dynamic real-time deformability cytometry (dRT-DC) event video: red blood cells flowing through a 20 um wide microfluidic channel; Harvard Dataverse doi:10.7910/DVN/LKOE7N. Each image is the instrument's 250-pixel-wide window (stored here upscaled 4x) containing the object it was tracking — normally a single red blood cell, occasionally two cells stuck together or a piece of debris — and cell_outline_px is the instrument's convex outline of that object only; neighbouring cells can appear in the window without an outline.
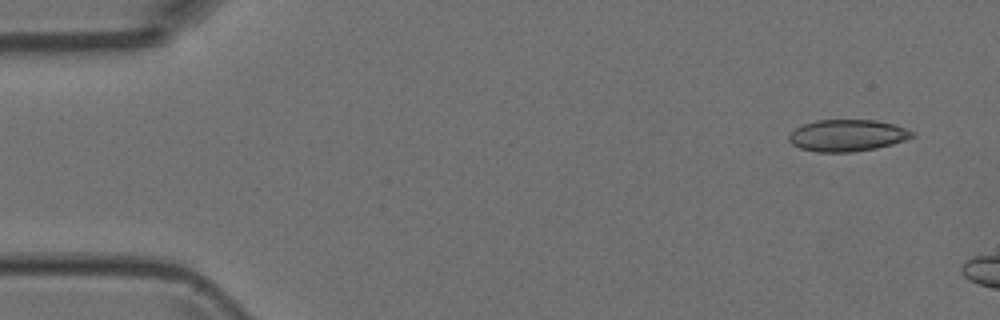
{"species": "Egyptian fruit bat (a non-hibernating species)", "species_latin": "Rousettus aegyptiacus", "temperature_condition": "room temperature", "stored_images_in_passage": 3, "camera_frame_rate_fps": 3000, "um_per_image_px": 0.085, "animal": {"sex": "female"}, "frame": {"image": 1, "passage_image": 1, "time_ms": 0.0, "image_size_px": [1000, 320], "cell_outline_px": [[916, 136], [892, 144], [876, 148], [852, 152], [816, 152], [800, 148], [792, 144], [788, 140], [788, 136], [796, 128], [804, 124], [816, 120], [876, 120], [896, 124], [916, 132]], "centroid_in_image_um": [72.06, 11.51], "position_along_channel_um": 12.9, "area_um2": 22.95}}